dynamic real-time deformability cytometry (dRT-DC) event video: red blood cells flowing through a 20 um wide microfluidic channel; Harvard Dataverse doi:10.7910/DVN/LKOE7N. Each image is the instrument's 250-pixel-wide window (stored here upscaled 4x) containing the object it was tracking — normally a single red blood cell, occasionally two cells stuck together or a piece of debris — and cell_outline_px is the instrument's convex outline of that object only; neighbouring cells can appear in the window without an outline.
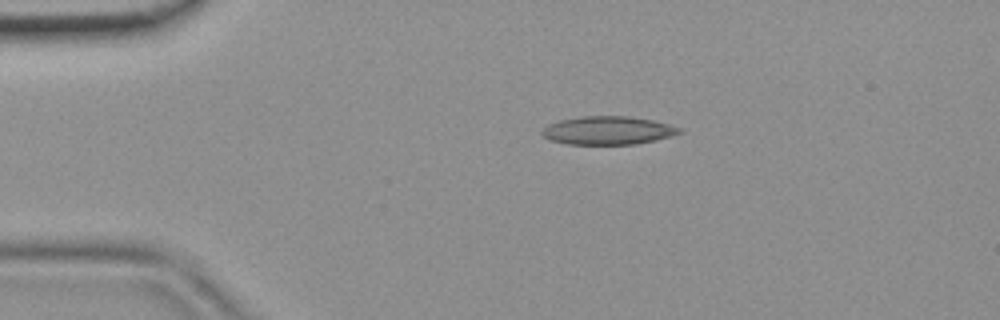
{"species": "common noctule bat (a hibernating species)", "species_latin": "Nyctalus noctula", "temperature_condition": "room temperature", "stored_images_in_passage": 39, "camera_frame_rate_fps": 3000, "um_per_image_px": 0.085, "animal": {"sex": "female", "body_mass_g": 19.9}, "frame": {"image": 1, "passage_image": 2, "time_ms": 0.333, "image_size_px": [1000, 320], "cell_outline_px": [[684, 132], [672, 136], [656, 140], [636, 144], [568, 144], [548, 140], [540, 132], [548, 124], [560, 120], [580, 116], [628, 116], [652, 120], [668, 124], [680, 128]], "centroid_in_image_um": [51.67, 11.09], "position_along_channel_um": 33.3, "area_um2": 22.72}}
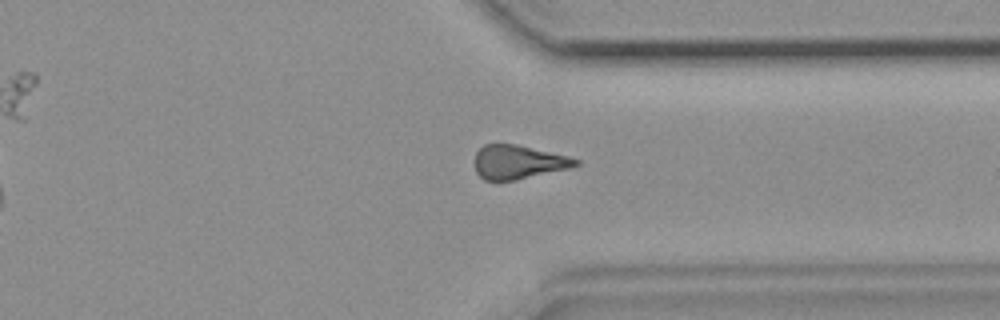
{"frame": {"image": 2, "passage_image": 28, "time_ms": 9.0, "image_size_px": [1000, 320], "cell_outline_px": [[580, 164], [572, 168], [516, 180], [484, 180], [476, 172], [476, 152], [484, 144], [516, 144], [568, 156], [580, 160]], "centroid_in_image_um": [44.09, 13.78], "position_along_channel_um": 367.3, "area_um2": 19.88}}
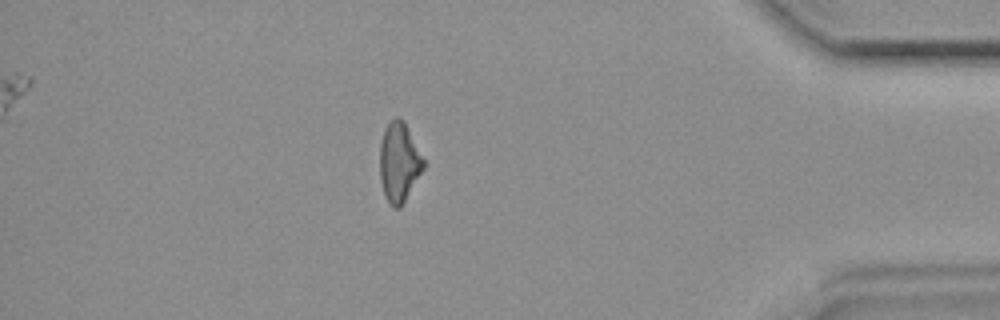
{"frame": {"image": 3, "passage_image": 33, "time_ms": 10.667, "image_size_px": [1000, 320], "cell_outline_px": [[424, 168], [400, 208], [392, 208], [384, 192], [380, 176], [380, 140], [384, 128], [396, 116], [400, 116], [404, 120], [424, 160]], "centroid_in_image_um": [33.91, 13.75], "position_along_channel_um": 401.3, "area_um2": 20.06}}